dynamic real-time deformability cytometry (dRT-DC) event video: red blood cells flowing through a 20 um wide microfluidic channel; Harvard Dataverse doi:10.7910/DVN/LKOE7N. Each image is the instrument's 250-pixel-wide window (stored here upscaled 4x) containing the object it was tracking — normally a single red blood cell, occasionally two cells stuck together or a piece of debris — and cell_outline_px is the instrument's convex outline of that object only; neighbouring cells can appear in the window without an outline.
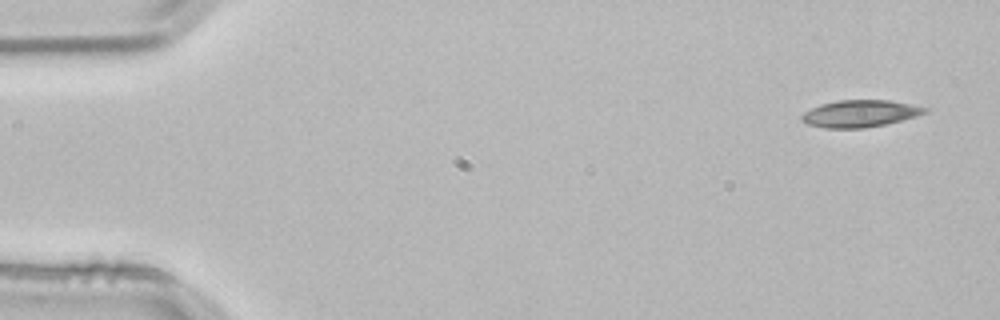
{"species": "common noctule bat (a hibernating species)", "species_latin": "Nyctalus noctula", "temperature_condition": "room temperature", "stored_images_in_passage": 4, "segment_of_instrument_passage": [1, 2], "camera_frame_rate_fps": 3000, "um_per_image_px": 0.085, "animal": {"sex": "male", "body_mass_g": 21.5, "forearm_length_mm": 52.0}, "frame": {"image": 1, "passage_image": 1, "time_ms": 0.0, "image_size_px": [1000, 320], "cell_outline_px": [[928, 112], [904, 120], [888, 124], [864, 128], [824, 128], [808, 124], [800, 120], [800, 116], [804, 112], [820, 104], [836, 100], [888, 100], [912, 104], [928, 108]], "centroid_in_image_um": [73.11, 9.65], "position_along_channel_um": 11.9, "area_um2": 19.59}}